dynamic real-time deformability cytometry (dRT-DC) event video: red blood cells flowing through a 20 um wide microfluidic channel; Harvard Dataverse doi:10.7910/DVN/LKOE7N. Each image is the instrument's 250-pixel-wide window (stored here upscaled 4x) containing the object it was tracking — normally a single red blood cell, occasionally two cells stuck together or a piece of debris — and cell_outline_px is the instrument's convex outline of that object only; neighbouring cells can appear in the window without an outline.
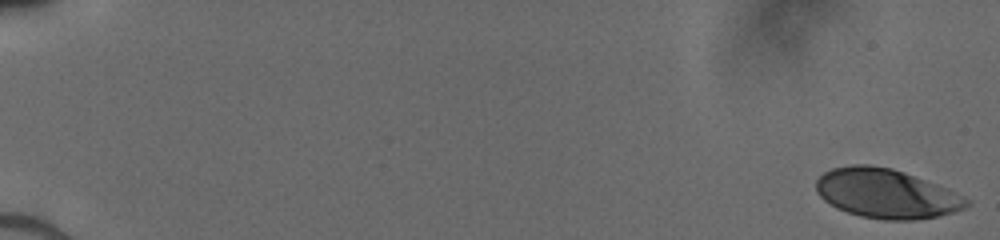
{"species": "human", "species_latin": "Homo sapiens", "temperature_condition": "cold", "stored_images_in_passage": 52, "camera_frame_rate_fps": 3000, "um_per_image_px": 0.085, "donor": {"sex": "male"}, "frame": {"image": 1, "passage_image": 1, "time_ms": 0.0, "image_size_px": [1000, 240], "cell_outline_px": [[972, 200], [964, 208], [952, 212], [936, 216], [916, 220], [884, 220], [860, 216], [836, 208], [824, 200], [816, 192], [816, 180], [824, 172], [832, 168], [852, 164], [868, 164], [892, 168], [904, 172], [948, 188]], "centroid_in_image_um": [75.32, 16.44], "position_along_channel_um": 9.7, "area_um2": 43.35}}
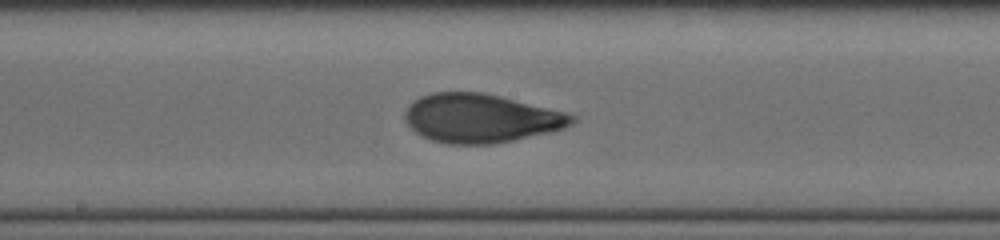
{"frame": {"image": 2, "passage_image": 30, "time_ms": 9.667, "image_size_px": [1000, 240], "cell_outline_px": [[576, 120], [572, 124], [564, 128], [548, 132], [512, 140], [492, 144], [448, 144], [432, 140], [416, 132], [404, 120], [404, 112], [408, 104], [412, 100], [420, 96], [432, 92], [484, 92], [568, 112], [576, 116]], "centroid_in_image_um": [40.86, 10.03], "position_along_channel_um": 207.3, "area_um2": 47.63}}
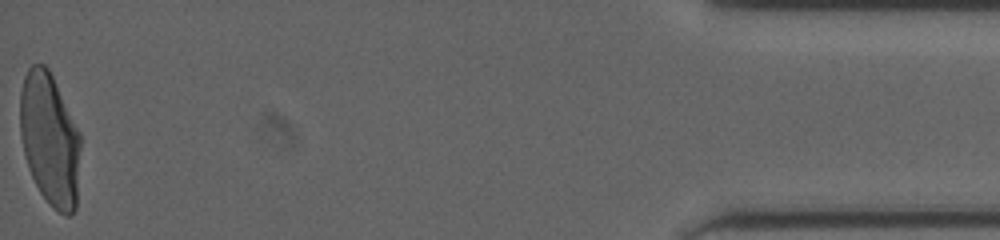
{"frame": {"image": 3, "passage_image": 52, "time_ms": 17.0, "image_size_px": [1000, 240], "cell_outline_px": [[80, 148], [76, 208], [72, 216], [64, 216], [52, 208], [40, 192], [28, 168], [24, 156], [20, 136], [20, 92], [24, 76], [28, 68], [32, 64], [44, 64], [48, 68], [80, 132]], "centroid_in_image_um": [4.22, 11.87], "position_along_channel_um": 431.0, "area_um2": 46.99}}